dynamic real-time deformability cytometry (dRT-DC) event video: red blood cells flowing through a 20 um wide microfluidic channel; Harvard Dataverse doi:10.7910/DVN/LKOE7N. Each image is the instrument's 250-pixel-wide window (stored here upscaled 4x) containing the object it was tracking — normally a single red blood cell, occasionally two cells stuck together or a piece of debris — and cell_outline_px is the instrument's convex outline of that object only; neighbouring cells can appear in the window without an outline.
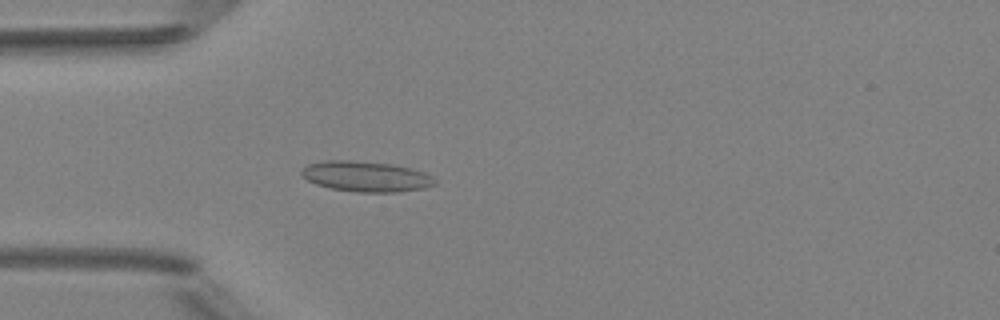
{"species": "Egyptian fruit bat (a non-hibernating species)", "species_latin": "Rousettus aegyptiacus", "temperature_condition": "room temperature", "stored_images_in_passage": 3, "camera_frame_rate_fps": 3000, "um_per_image_px": 0.085, "animal": {"sex": "female"}, "frame": {"image": 1, "passage_image": 3, "time_ms": 2.333, "image_size_px": [1000, 320], "cell_outline_px": [[436, 184], [424, 188], [400, 192], [356, 192], [332, 188], [316, 184], [308, 180], [300, 172], [308, 164], [324, 160], [352, 160], [392, 164], [412, 168], [424, 172], [432, 176], [436, 180]], "centroid_in_image_um": [31.15, 14.99], "position_along_channel_um": 53.9, "area_um2": 23.7}}